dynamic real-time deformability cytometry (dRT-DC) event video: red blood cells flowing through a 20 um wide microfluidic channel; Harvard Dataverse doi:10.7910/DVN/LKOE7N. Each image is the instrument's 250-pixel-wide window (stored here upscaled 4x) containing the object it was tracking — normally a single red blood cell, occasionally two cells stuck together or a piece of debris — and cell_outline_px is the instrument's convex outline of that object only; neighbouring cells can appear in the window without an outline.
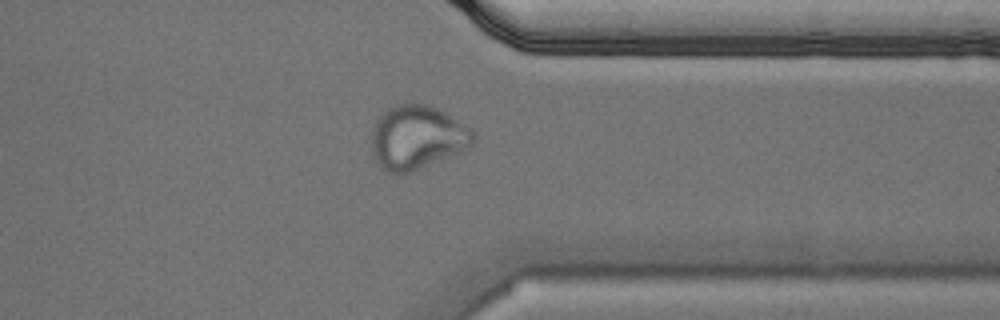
{"species": "Egyptian fruit bat (a non-hibernating species)", "species_latin": "Rousettus aegyptiacus", "temperature_condition": "cold", "stored_images_in_passage": 43, "camera_frame_rate_fps": 3000, "um_per_image_px": 0.085, "animal": {"sex": "male"}, "frame": {"image": 1, "passage_image": 31, "time_ms": 10.0, "image_size_px": [1000, 320], "cell_outline_px": [[476, 136], [468, 152], [408, 172], [388, 172], [380, 168], [372, 152], [372, 132], [376, 120], [388, 108], [396, 104], [412, 100], [428, 104], [444, 112], [468, 128]], "centroid_in_image_um": [35.47, 11.66], "position_along_channel_um": 375.9, "area_um2": 38.32}}